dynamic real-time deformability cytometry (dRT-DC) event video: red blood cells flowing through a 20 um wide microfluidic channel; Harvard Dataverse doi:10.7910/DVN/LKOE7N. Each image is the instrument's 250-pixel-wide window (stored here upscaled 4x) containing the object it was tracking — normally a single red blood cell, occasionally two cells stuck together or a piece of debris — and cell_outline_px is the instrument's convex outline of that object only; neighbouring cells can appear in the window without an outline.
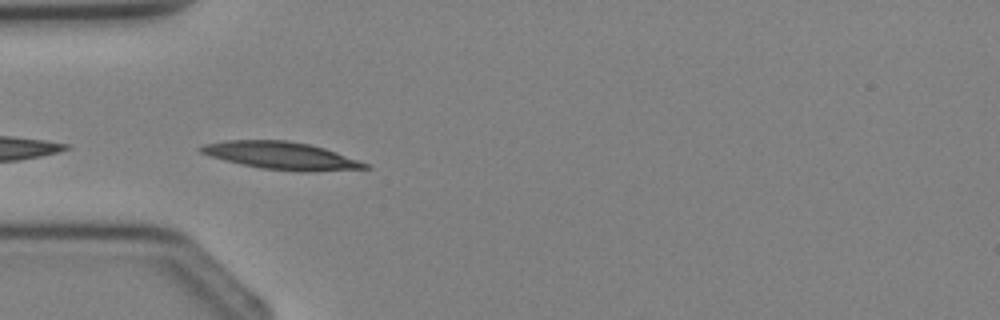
{"species": "Egyptian fruit bat (a non-hibernating species)", "species_latin": "Rousettus aegyptiacus", "temperature_condition": "cold", "stored_images_in_passage": 4, "camera_frame_rate_fps": 3000, "um_per_image_px": 0.085, "animal": {"sex": "female"}, "frame": {"image": 1, "passage_image": 3, "time_ms": 3.333, "image_size_px": [1000, 320], "cell_outline_px": [[372, 168], [308, 172], [300, 172], [260, 168], [240, 164], [224, 160], [200, 152], [196, 148], [204, 144], [224, 140], [288, 140], [308, 144], [324, 148], [336, 152], [368, 164]], "centroid_in_image_um": [23.88, 13.23], "position_along_channel_um": 61.1, "area_um2": 26.36}}
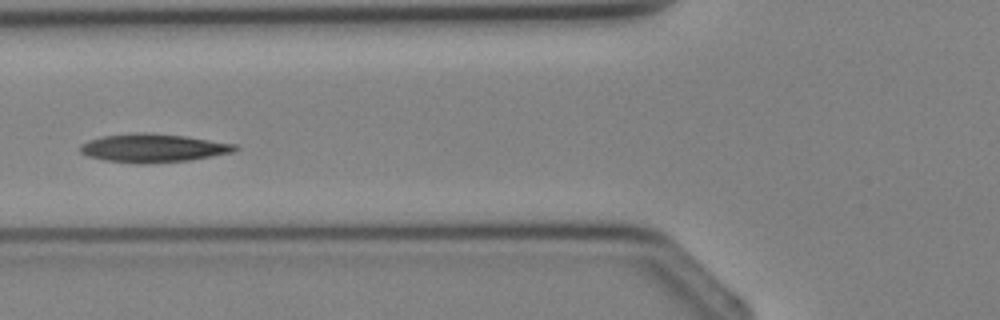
{"frame": {"image": 2, "passage_image": 4, "time_ms": 4.333, "image_size_px": [1000, 320], "cell_outline_px": [[240, 148], [232, 152], [188, 160], [140, 164], [136, 164], [104, 160], [88, 156], [80, 152], [80, 144], [88, 140], [100, 136], [136, 132], [148, 132], [184, 136], [236, 144]], "centroid_in_image_um": [12.96, 12.57], "position_along_channel_um": 112.8, "area_um2": 25.66}}